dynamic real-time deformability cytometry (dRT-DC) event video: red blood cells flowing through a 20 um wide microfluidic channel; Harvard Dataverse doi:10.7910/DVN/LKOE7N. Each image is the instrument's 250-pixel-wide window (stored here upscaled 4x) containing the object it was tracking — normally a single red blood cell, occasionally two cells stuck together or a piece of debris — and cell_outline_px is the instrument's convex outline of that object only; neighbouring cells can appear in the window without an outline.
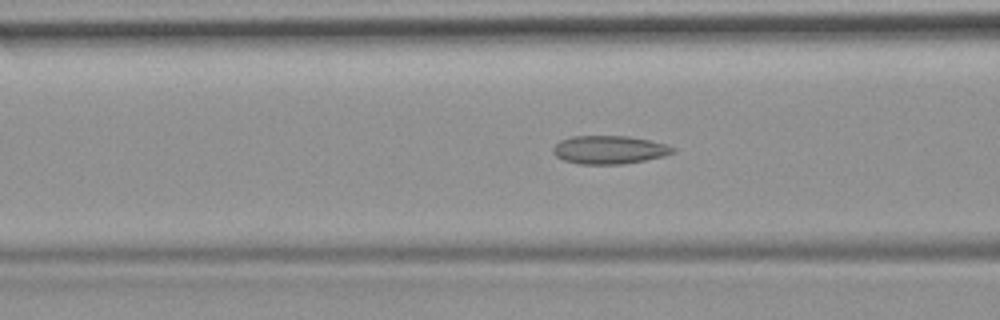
{"species": "common noctule bat (a hibernating species)", "species_latin": "Nyctalus noctula", "temperature_condition": "room temperature", "stored_images_in_passage": 42, "camera_frame_rate_fps": 3000, "um_per_image_px": 0.085, "animal": {"sex": "female", "body_mass_g": 19.9}, "frame": {"image": 1, "passage_image": 10, "time_ms": 3.0, "image_size_px": [1000, 320], "cell_outline_px": [[676, 152], [664, 156], [624, 164], [580, 164], [564, 160], [556, 156], [552, 152], [552, 148], [560, 140], [572, 136], [628, 136], [668, 144], [676, 148]], "centroid_in_image_um": [51.81, 12.73], "position_along_channel_um": 114.8, "area_um2": 19.83}}
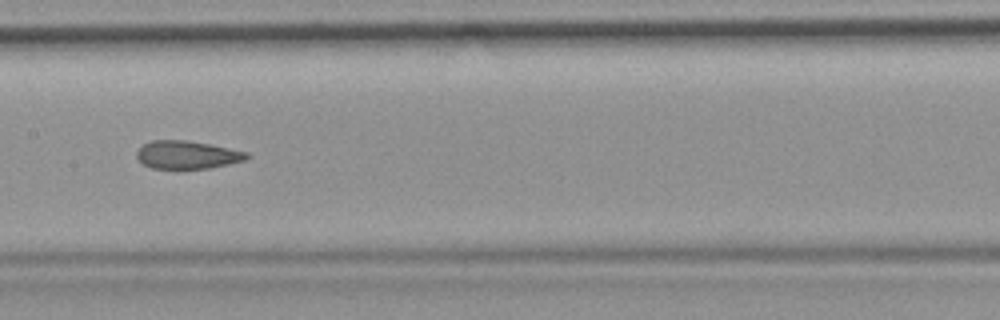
{"frame": {"image": 2, "passage_image": 16, "time_ms": 5.0, "image_size_px": [1000, 320], "cell_outline_px": [[248, 156], [244, 160], [228, 164], [208, 168], [152, 168], [144, 164], [136, 156], [136, 152], [144, 144], [152, 140], [184, 140], [208, 144], [248, 152]], "centroid_in_image_um": [15.89, 13.15], "position_along_channel_um": 191.5, "area_um2": 17.57}}
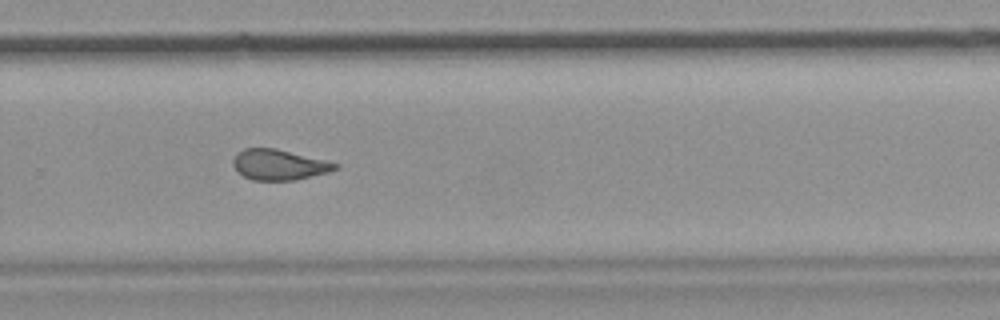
{"frame": {"image": 3, "passage_image": 25, "time_ms": 8.0, "image_size_px": [1000, 320], "cell_outline_px": [[340, 168], [328, 172], [296, 180], [252, 180], [244, 176], [232, 164], [232, 160], [244, 148], [276, 148], [340, 164]], "centroid_in_image_um": [23.75, 14.0], "position_along_channel_um": 306.1, "area_um2": 17.98}, "authors_computed_cell_mechanics": {"area_um2": 18.9295, "velocity_mm_per_s": 3.8278, "shape_relaxation_time_tau1_ms": null, "shape_relaxation_time_tau2_ms": 1.7275, "deformation_change_tau1": null, "deformation_change_tau2": 0.0934}}